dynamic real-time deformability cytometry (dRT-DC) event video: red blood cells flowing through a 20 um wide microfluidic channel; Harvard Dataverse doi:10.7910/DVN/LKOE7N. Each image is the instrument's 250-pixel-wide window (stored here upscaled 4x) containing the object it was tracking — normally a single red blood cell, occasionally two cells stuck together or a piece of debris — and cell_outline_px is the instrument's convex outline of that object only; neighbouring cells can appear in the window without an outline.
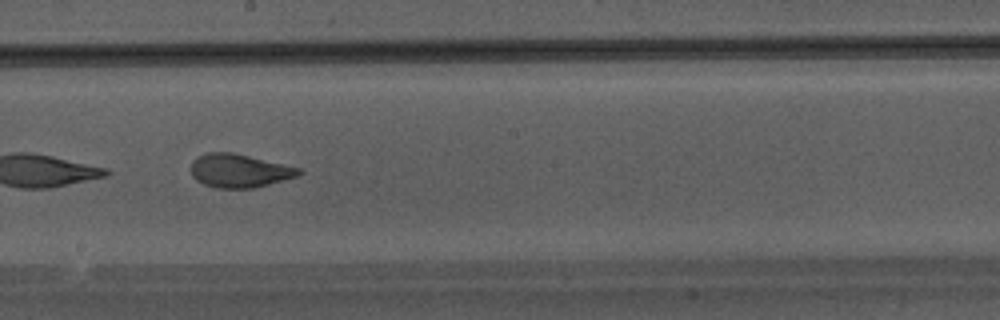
{"species": "Egyptian fruit bat (a non-hibernating species)", "species_latin": "Rousettus aegyptiacus", "temperature_condition": "warm", "stored_images_in_passage": 14, "camera_frame_rate_fps": 3000, "um_per_image_px": 0.085, "animal": {"sex": "male"}, "frame": {"image": 1, "passage_image": 12, "time_ms": 3.667, "image_size_px": [1000, 320], "cell_outline_px": [[304, 172], [296, 176], [268, 184], [252, 188], [216, 188], [204, 184], [196, 180], [192, 176], [192, 160], [208, 152], [232, 152], [300, 168]], "centroid_in_image_um": [20.32, 14.51], "position_along_channel_um": 227.9, "area_um2": 20.75}}